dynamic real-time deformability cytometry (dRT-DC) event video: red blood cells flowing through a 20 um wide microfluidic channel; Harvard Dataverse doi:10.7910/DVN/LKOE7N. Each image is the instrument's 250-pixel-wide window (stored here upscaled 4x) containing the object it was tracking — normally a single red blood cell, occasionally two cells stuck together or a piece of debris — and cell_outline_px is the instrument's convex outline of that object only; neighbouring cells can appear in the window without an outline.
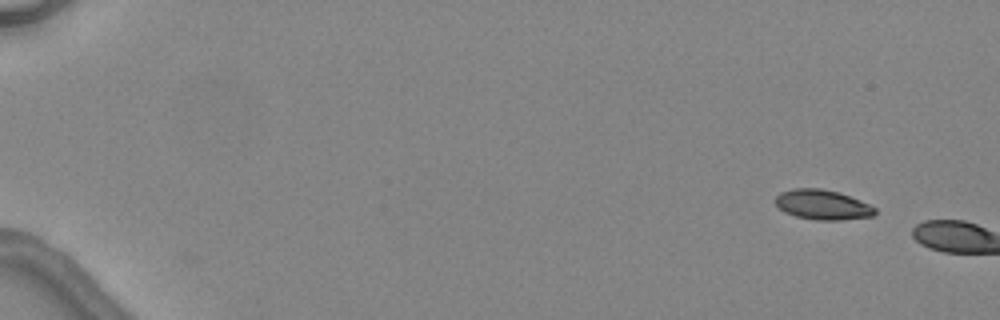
{"species": "common noctule bat (a hibernating species)", "species_latin": "Nyctalus noctula", "temperature_condition": "warm", "stored_images_in_passage": 2, "camera_frame_rate_fps": 3000, "um_per_image_px": 0.085, "animal": {"sex": "female", "body_mass_g": 24.6, "forearm_length_mm": 56.2}, "frame": {"image": 1, "passage_image": 1, "time_ms": 0.0, "image_size_px": [1000, 320], "cell_outline_px": [[876, 212], [872, 216], [840, 220], [816, 220], [796, 216], [784, 212], [776, 204], [776, 196], [780, 192], [792, 188], [820, 188], [840, 192], [860, 200], [876, 208]], "centroid_in_image_um": [69.91, 17.39], "position_along_channel_um": 15.1, "area_um2": 17.34}}